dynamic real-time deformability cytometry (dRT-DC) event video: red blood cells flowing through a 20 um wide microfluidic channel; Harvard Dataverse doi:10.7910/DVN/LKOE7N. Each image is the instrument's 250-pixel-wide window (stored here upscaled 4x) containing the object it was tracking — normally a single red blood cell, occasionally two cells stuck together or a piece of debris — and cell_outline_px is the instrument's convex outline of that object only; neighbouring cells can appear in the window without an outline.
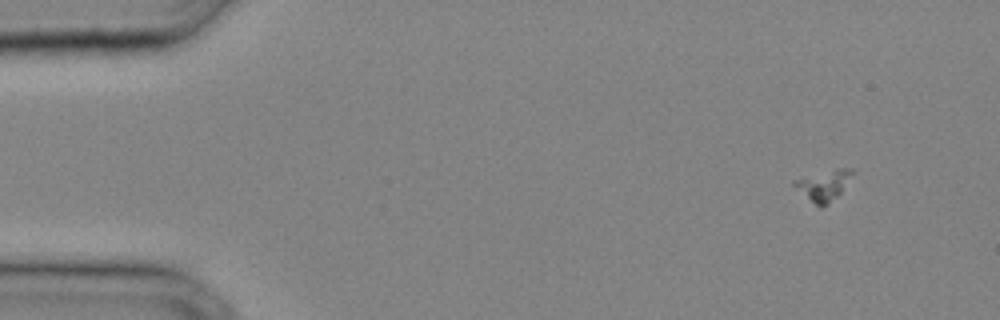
{"species": "common noctule bat (a hibernating species)", "species_latin": "Nyctalus noctula", "temperature_condition": "cold", "stored_images_in_passage": 35, "camera_frame_rate_fps": 3000, "um_per_image_px": 0.085, "animal": {"sex": "male", "body_mass_g": 20.4}, "frame": {"image": 1, "passage_image": 4, "time_ms": 1.0, "image_size_px": [1000, 320], "cell_outline_px": [[856, 172], [840, 192], [828, 204], [820, 208], [792, 184], [792, 180], [836, 168], [856, 168]], "centroid_in_image_um": [70.07, 15.71], "position_along_channel_um": 14.9, "area_um2": 10.17}}